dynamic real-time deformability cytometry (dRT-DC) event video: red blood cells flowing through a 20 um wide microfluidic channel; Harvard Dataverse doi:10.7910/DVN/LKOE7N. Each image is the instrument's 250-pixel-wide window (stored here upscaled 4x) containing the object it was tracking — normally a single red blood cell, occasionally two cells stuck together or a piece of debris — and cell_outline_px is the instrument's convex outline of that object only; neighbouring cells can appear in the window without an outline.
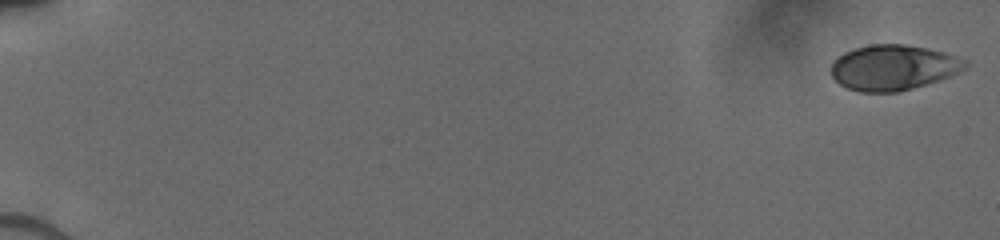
{"species": "human", "species_latin": "Homo sapiens", "temperature_condition": "cold", "stored_images_in_passage": 18, "camera_frame_rate_fps": 3000, "um_per_image_px": 0.085, "donor": {"sex": "male"}, "frame": {"image": 1, "passage_image": 1, "time_ms": 0.0, "image_size_px": [1000, 240], "cell_outline_px": [[968, 64], [964, 68], [940, 80], [900, 92], [860, 92], [848, 88], [840, 84], [832, 76], [832, 60], [836, 56], [844, 52], [856, 48], [872, 44], [904, 44], [928, 48], [944, 52]], "centroid_in_image_um": [75.86, 5.74], "position_along_channel_um": 9.1, "area_um2": 35.14}}
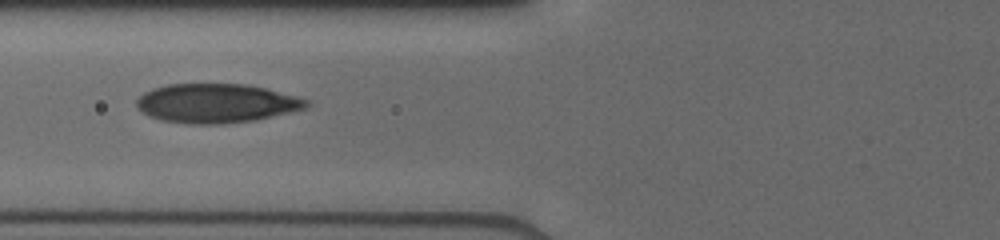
{"frame": {"image": 2, "passage_image": 16, "time_ms": 7.333, "image_size_px": [1000, 240], "cell_outline_px": [[312, 104], [308, 108], [256, 120], [224, 124], [188, 124], [160, 120], [148, 116], [140, 112], [136, 108], [136, 100], [144, 92], [152, 88], [168, 84], [248, 84], [296, 96], [308, 100]], "centroid_in_image_um": [18.37, 8.79], "position_along_channel_um": 107.4, "area_um2": 39.13}}
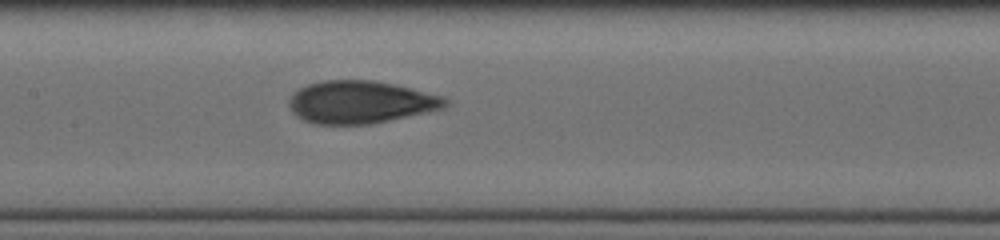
{"frame": {"image": 3, "passage_image": 18, "time_ms": 9.0, "image_size_px": [1000, 240], "cell_outline_px": [[448, 104], [444, 108], [428, 112], [372, 124], [312, 124], [296, 116], [292, 112], [288, 104], [288, 100], [292, 92], [308, 84], [324, 80], [372, 80], [392, 84], [444, 96], [448, 100]], "centroid_in_image_um": [30.62, 8.69], "position_along_channel_um": 176.8, "area_um2": 38.9}}